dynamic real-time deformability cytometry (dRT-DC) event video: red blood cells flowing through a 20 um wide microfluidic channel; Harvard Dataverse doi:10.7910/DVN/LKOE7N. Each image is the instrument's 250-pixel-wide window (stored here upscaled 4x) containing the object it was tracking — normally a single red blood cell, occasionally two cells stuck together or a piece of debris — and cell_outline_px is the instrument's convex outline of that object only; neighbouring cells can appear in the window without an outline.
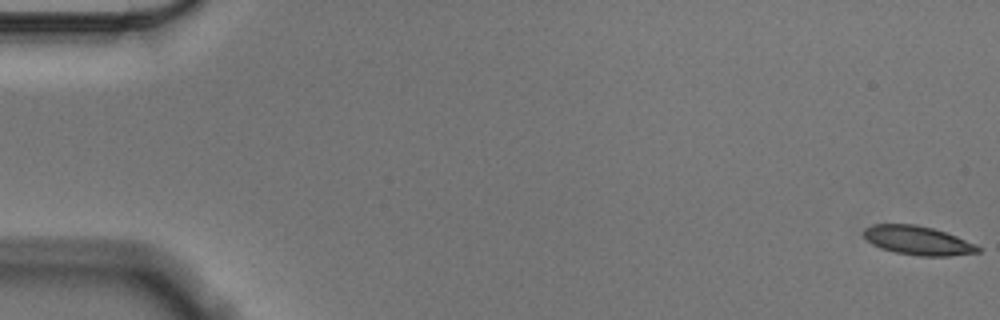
{"species": "Egyptian fruit bat (a non-hibernating species)", "species_latin": "Rousettus aegyptiacus", "temperature_condition": "cold", "stored_images_in_passage": 57, "camera_frame_rate_fps": 3000, "um_per_image_px": 0.085, "animal": {"sex": "male"}, "frame": {"image": 1, "passage_image": 1, "time_ms": 0.0, "image_size_px": [1000, 320], "cell_outline_px": [[980, 252], [948, 256], [920, 256], [896, 252], [880, 248], [872, 244], [864, 236], [864, 228], [872, 224], [916, 224], [932, 228], [956, 236], [976, 244], [980, 248]], "centroid_in_image_um": [78.01, 20.44], "position_along_channel_um": 7.0, "area_um2": 19.13}}
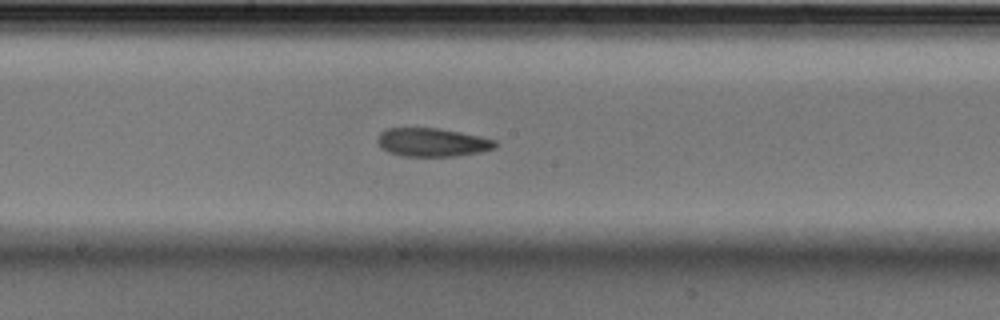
{"frame": {"image": 2, "passage_image": 31, "time_ms": 10.0, "image_size_px": [1000, 320], "cell_outline_px": [[500, 144], [496, 148], [480, 152], [456, 156], [404, 156], [388, 152], [380, 148], [376, 140], [380, 132], [388, 128], [440, 128], [480, 136], [496, 140]], "centroid_in_image_um": [36.76, 12.1], "position_along_channel_um": 211.4, "area_um2": 19.77}}
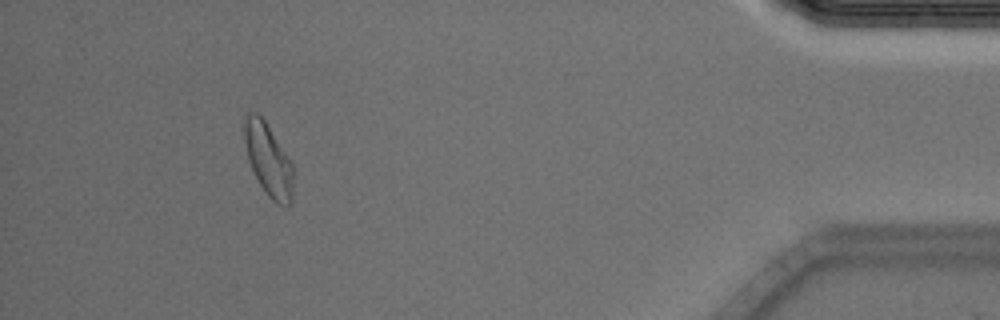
{"frame": {"image": 3, "passage_image": 53, "time_ms": 17.333, "image_size_px": [1000, 320], "cell_outline_px": [[292, 200], [288, 204], [276, 204], [268, 196], [260, 184], [248, 160], [244, 140], [244, 116], [248, 112], [256, 112], [264, 120], [292, 164]], "centroid_in_image_um": [22.77, 13.56], "position_along_channel_um": 412.4, "area_um2": 20.11}, "authors_computed_cell_mechanics": {"area_um2": 20.1144, "velocity_mm_per_s": 3.5294, "shape_relaxation_time_tau1_ms": 3.6226, "shape_relaxation_time_tau2_ms": 4.4637, "deformation_change_tau1": 0.122, "deformation_change_tau2": 0.1068}}